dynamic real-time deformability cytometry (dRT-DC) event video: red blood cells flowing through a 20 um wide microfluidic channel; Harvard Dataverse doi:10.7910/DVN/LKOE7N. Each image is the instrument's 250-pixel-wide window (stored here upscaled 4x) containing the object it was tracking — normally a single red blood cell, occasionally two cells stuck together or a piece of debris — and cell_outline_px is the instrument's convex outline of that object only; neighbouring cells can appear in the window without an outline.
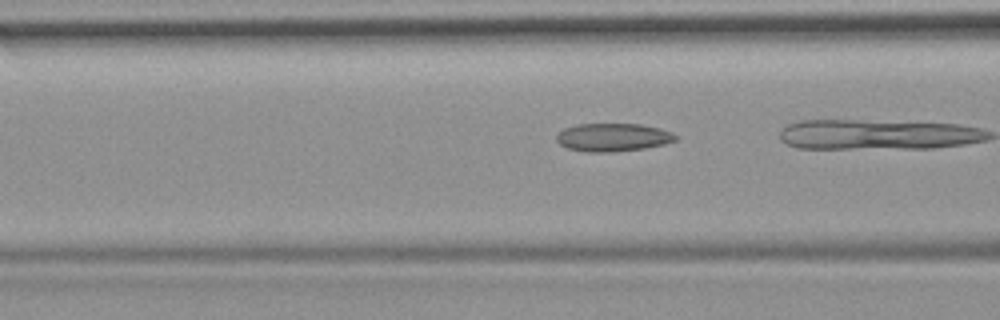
{"species": "common noctule bat (a hibernating species)", "species_latin": "Nyctalus noctula", "temperature_condition": "room temperature", "stored_images_in_passage": 22, "camera_frame_rate_fps": 3000, "um_per_image_px": 0.085, "animal": {"sex": "female", "body_mass_g": 19.9}, "frame": {"image": 1, "passage_image": 19, "time_ms": 6.0, "image_size_px": [1000, 320], "cell_outline_px": [[676, 140], [664, 144], [644, 148], [612, 152], [588, 152], [568, 148], [560, 144], [556, 140], [556, 136], [564, 128], [576, 124], [640, 124], [660, 128], [672, 132], [676, 136]], "centroid_in_image_um": [52.09, 11.67], "position_along_channel_um": 114.5, "area_um2": 19.42}}